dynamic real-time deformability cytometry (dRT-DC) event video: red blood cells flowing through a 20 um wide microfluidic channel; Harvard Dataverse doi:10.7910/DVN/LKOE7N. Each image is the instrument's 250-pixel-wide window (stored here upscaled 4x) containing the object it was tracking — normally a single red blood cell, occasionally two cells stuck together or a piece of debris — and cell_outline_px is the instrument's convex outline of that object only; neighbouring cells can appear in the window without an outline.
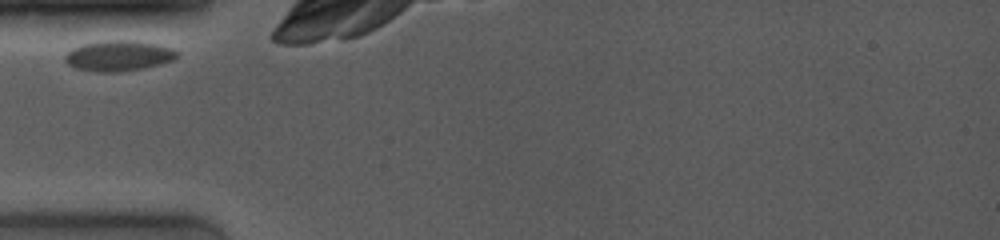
{"species": "common noctule bat (a hibernating species)", "species_latin": "Nyctalus noctula", "temperature_condition": "room temperature", "stored_images_in_passage": 24, "camera_frame_rate_fps": 4000, "um_per_image_px": 0.085, "animal": {"sex": "female", "body_mass_g": 19.0, "forearm_length_mm": 53.3}, "frame": {"image": 1, "passage_image": 1, "time_ms": 0.0, "image_size_px": [1000, 240], "cell_outline_px": [[180, 52], [172, 60], [160, 64], [144, 68], [120, 72], [96, 72], [76, 68], [68, 64], [64, 60], [64, 56], [72, 48], [84, 44], [104, 40], [132, 40], [156, 44], [172, 48]], "centroid_in_image_um": [10.07, 4.74], "position_along_channel_um": 74.9, "area_um2": 19.94}}